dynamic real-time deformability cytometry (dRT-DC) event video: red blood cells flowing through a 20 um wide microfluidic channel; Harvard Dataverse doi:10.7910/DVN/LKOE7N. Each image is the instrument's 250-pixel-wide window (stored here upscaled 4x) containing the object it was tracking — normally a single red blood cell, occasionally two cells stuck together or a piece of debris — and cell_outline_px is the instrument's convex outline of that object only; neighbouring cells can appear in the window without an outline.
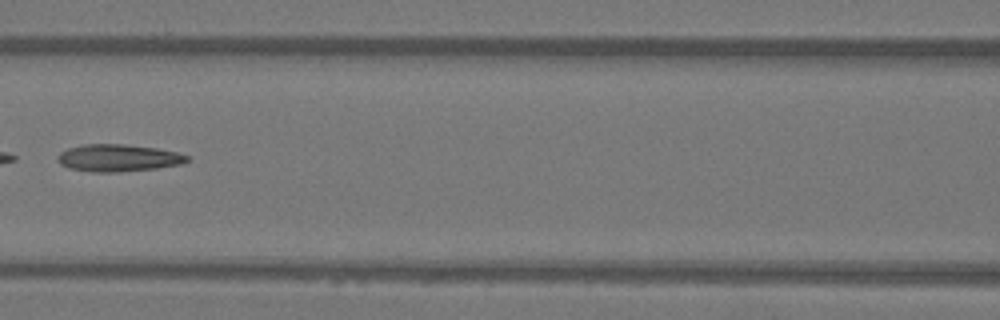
{"species": "Egyptian fruit bat (a non-hibernating species)", "species_latin": "Rousettus aegyptiacus", "temperature_condition": "warm", "stored_images_in_passage": 6, "camera_frame_rate_fps": 3000, "um_per_image_px": 0.085, "animal": {"sex": "female"}, "frame": {"image": 1, "passage_image": 5, "time_ms": 1.333, "image_size_px": [1000, 320], "cell_outline_px": [[188, 160], [180, 164], [156, 168], [120, 172], [92, 172], [68, 168], [60, 164], [56, 160], [56, 156], [60, 152], [68, 148], [84, 144], [124, 144], [156, 148], [176, 152], [188, 156]], "centroid_in_image_um": [9.98, 13.42], "position_along_channel_um": 156.6, "area_um2": 20.52}}
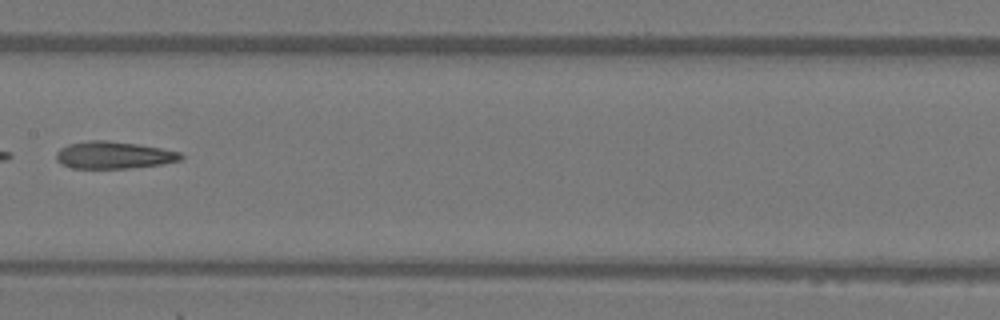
{"frame": {"image": 2, "passage_image": 6, "time_ms": 1.667, "image_size_px": [1000, 320], "cell_outline_px": [[184, 156], [180, 160], [160, 164], [128, 168], [72, 168], [60, 164], [56, 160], [56, 152], [60, 148], [68, 144], [88, 140], [108, 140], [136, 144], [160, 148], [180, 152]], "centroid_in_image_um": [9.61, 13.18], "position_along_channel_um": 197.8, "area_um2": 19.71}}